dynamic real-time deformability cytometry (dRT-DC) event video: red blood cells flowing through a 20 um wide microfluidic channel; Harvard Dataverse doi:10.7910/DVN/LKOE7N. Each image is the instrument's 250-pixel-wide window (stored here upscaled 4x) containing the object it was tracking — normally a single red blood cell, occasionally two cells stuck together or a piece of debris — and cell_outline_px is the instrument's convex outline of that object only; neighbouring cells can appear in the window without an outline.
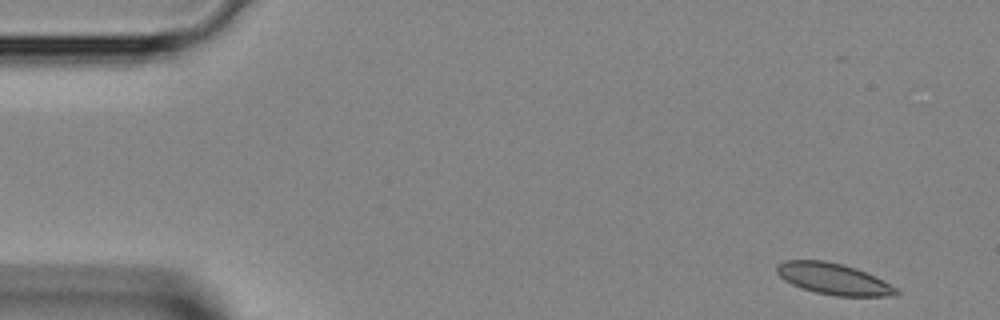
{"species": "Egyptian fruit bat (a non-hibernating species)", "species_latin": "Rousettus aegyptiacus", "temperature_condition": "room temperature", "stored_images_in_passage": 40, "camera_frame_rate_fps": 3000, "um_per_image_px": 0.085, "animal": {"sex": "female"}, "frame": {"image": 1, "passage_image": 1, "time_ms": 0.0, "image_size_px": [1000, 320], "cell_outline_px": [[900, 292], [896, 296], [836, 296], [816, 292], [792, 284], [784, 280], [776, 272], [776, 264], [784, 260], [824, 260], [856, 268], [896, 288]], "centroid_in_image_um": [70.79, 23.7], "position_along_channel_um": 14.2, "area_um2": 21.44}}
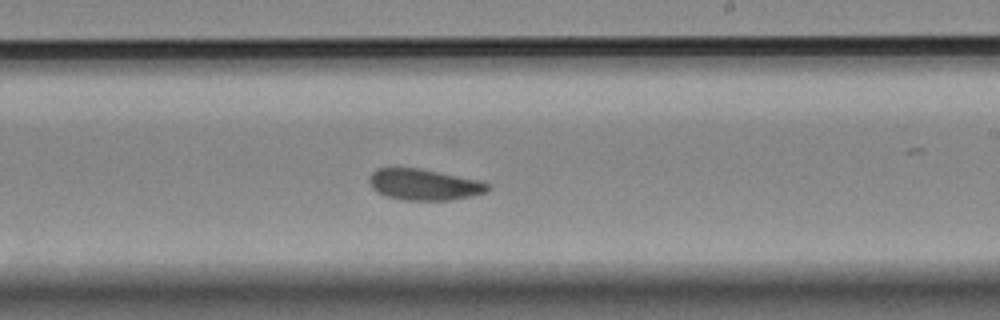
{"frame": {"image": 2, "passage_image": 23, "time_ms": 7.333, "image_size_px": [1000, 320], "cell_outline_px": [[492, 188], [488, 192], [472, 196], [452, 200], [404, 200], [388, 196], [376, 192], [372, 188], [368, 180], [368, 176], [376, 168], [420, 168], [480, 180], [492, 184]], "centroid_in_image_um": [36.09, 15.69], "position_along_channel_um": 252.9, "area_um2": 21.85}}
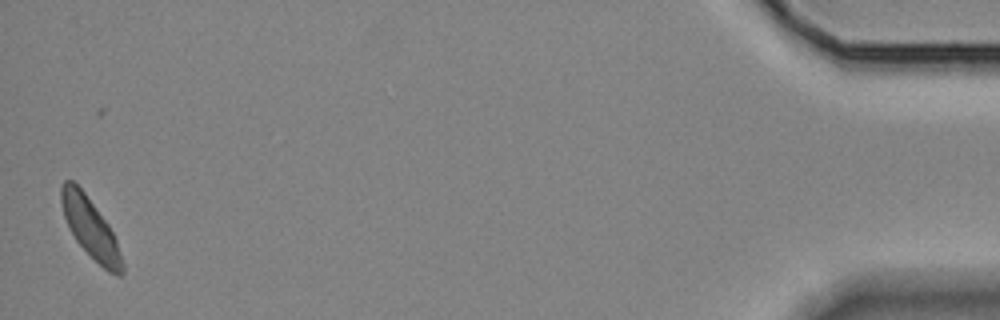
{"frame": {"image": 3, "passage_image": 40, "time_ms": 13.0, "image_size_px": [1000, 320], "cell_outline_px": [[124, 272], [120, 276], [116, 276], [108, 272], [76, 240], [64, 216], [60, 200], [60, 188], [64, 180], [72, 180], [84, 192], [108, 224], [116, 240], [124, 264]], "centroid_in_image_um": [7.7, 19.38], "position_along_channel_um": 427.5, "area_um2": 20.81}}